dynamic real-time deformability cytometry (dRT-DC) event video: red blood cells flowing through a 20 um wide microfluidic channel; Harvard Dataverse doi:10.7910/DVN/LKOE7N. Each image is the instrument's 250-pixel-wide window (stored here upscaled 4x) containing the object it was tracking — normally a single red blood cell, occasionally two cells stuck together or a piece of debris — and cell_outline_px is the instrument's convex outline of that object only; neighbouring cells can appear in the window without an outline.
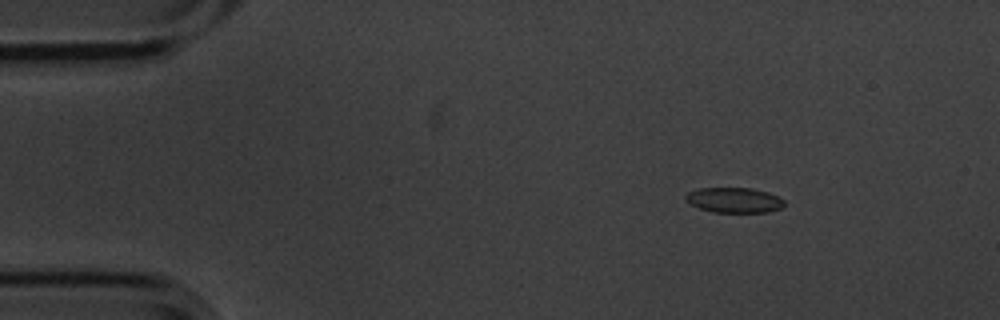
{"species": "common noctule bat (a hibernating species)", "species_latin": "Nyctalus noctula", "temperature_condition": "cold", "stored_images_in_passage": 7, "camera_frame_rate_fps": 3000, "um_per_image_px": 0.085, "animal": {"sex": "male", "body_mass_g": 20.1, "forearm_length_mm": 53.5}, "frame": {"image": 1, "passage_image": 2, "time_ms": 0.333, "image_size_px": [1000, 320], "cell_outline_px": [[784, 204], [780, 208], [768, 212], [712, 212], [700, 208], [684, 200], [684, 196], [688, 192], [700, 188], [752, 188], [768, 192], [780, 196], [784, 200]], "centroid_in_image_um": [62.41, 17.0], "position_along_channel_um": 22.6, "area_um2": 14.51}}
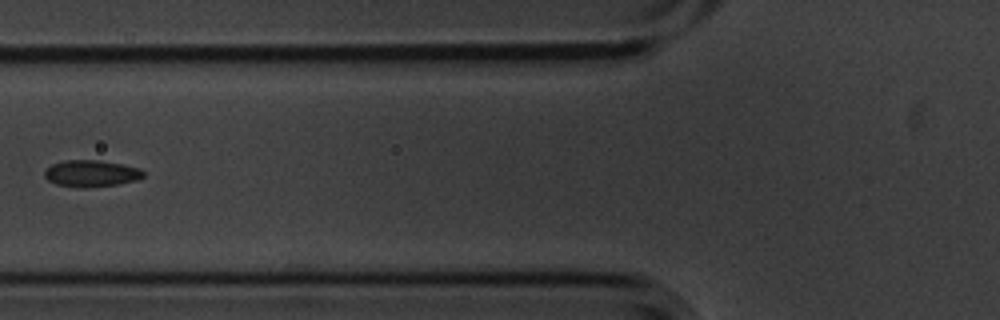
{"frame": {"image": 2, "passage_image": 6, "time_ms": 1.667, "image_size_px": [1000, 320], "cell_outline_px": [[144, 176], [136, 180], [116, 184], [84, 188], [80, 188], [56, 184], [48, 180], [44, 176], [44, 172], [52, 164], [64, 160], [100, 160], [124, 164], [140, 168], [144, 172]], "centroid_in_image_um": [7.76, 14.73], "position_along_channel_um": 118.0, "area_um2": 15.37}}
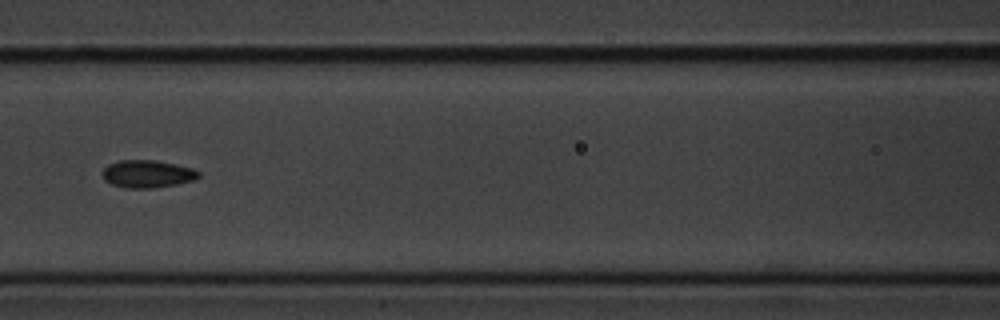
{"frame": {"image": 3, "passage_image": 7, "time_ms": 2.0, "image_size_px": [1000, 320], "cell_outline_px": [[200, 176], [192, 180], [176, 184], [152, 188], [124, 188], [112, 184], [104, 180], [104, 168], [108, 164], [120, 160], [156, 160], [176, 164], [192, 168], [200, 172]], "centroid_in_image_um": [12.53, 14.78], "position_along_channel_um": 154.1, "area_um2": 15.37}}